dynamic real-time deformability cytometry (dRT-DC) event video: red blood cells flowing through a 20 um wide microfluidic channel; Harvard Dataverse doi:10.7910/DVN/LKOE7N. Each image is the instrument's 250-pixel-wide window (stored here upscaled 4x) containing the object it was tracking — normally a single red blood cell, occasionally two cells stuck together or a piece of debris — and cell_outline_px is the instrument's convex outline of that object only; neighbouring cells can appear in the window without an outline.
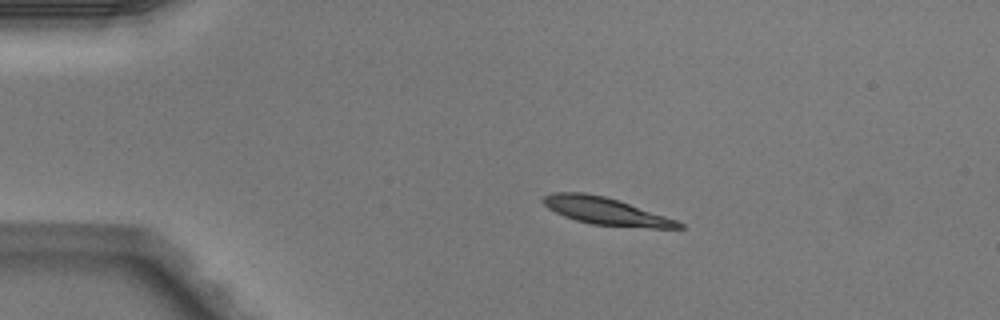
{"species": "Egyptian fruit bat (a non-hibernating species)", "species_latin": "Rousettus aegyptiacus", "temperature_condition": "warm", "stored_images_in_passage": 3, "camera_frame_rate_fps": 3000, "um_per_image_px": 0.085, "animal": {"sex": "male"}, "frame": {"image": 1, "passage_image": 1, "time_ms": 0.0, "image_size_px": [1000, 320], "cell_outline_px": [[684, 228], [652, 228], [592, 224], [576, 220], [564, 216], [548, 208], [540, 200], [544, 196], [552, 192], [584, 192], [604, 196], [676, 220], [684, 224]], "centroid_in_image_um": [51.43, 17.94], "position_along_channel_um": 33.6, "area_um2": 21.15}}
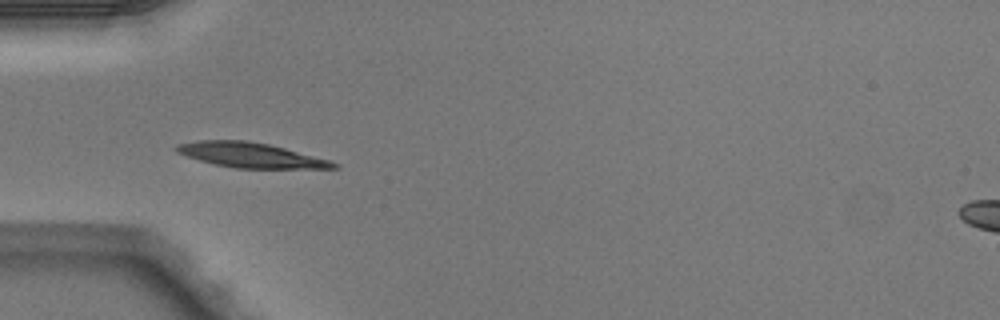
{"frame": {"image": 2, "passage_image": 2, "time_ms": 0.333, "image_size_px": [1000, 320], "cell_outline_px": [[340, 168], [236, 168], [216, 164], [200, 160], [176, 152], [172, 148], [176, 144], [200, 140], [244, 140], [268, 144], [332, 160], [340, 164]], "centroid_in_image_um": [21.32, 13.18], "position_along_channel_um": 63.7, "area_um2": 22.72}}
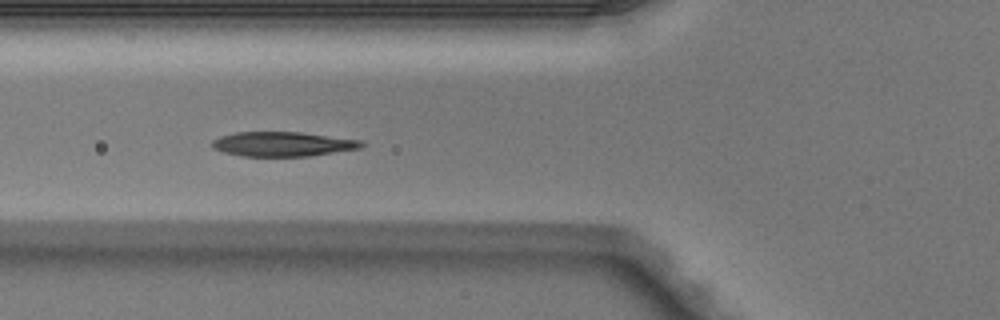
{"frame": {"image": 3, "passage_image": 3, "time_ms": 0.667, "image_size_px": [1000, 320], "cell_outline_px": [[364, 144], [360, 148], [308, 156], [244, 156], [224, 152], [212, 148], [212, 140], [220, 136], [236, 132], [300, 132], [364, 140]], "centroid_in_image_um": [24.03, 12.24], "position_along_channel_um": 101.8, "area_um2": 21.33}}